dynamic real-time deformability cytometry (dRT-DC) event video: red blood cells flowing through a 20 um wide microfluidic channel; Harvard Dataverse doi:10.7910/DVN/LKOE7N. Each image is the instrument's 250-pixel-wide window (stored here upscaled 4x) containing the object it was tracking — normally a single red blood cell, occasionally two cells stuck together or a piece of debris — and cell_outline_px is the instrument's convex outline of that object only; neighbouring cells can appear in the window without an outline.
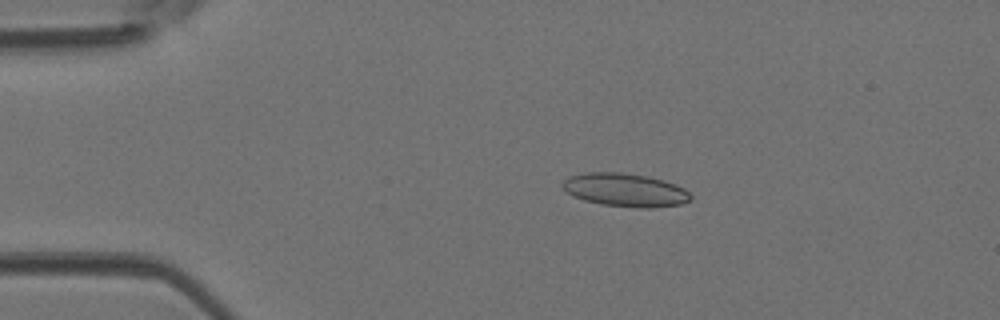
{"species": "Egyptian fruit bat (a non-hibernating species)", "species_latin": "Rousettus aegyptiacus", "temperature_condition": "room temperature", "stored_images_in_passage": 45, "camera_frame_rate_fps": 3000, "um_per_image_px": 0.085, "animal": {"sex": "female"}, "frame": {"image": 1, "passage_image": 8, "time_ms": 2.333, "image_size_px": [1000, 320], "cell_outline_px": [[692, 200], [680, 204], [652, 208], [640, 208], [604, 204], [584, 200], [572, 196], [560, 184], [568, 176], [584, 172], [620, 172], [648, 176], [664, 180], [684, 188], [692, 196]], "centroid_in_image_um": [53.14, 16.14], "position_along_channel_um": 31.9, "area_um2": 24.91}}
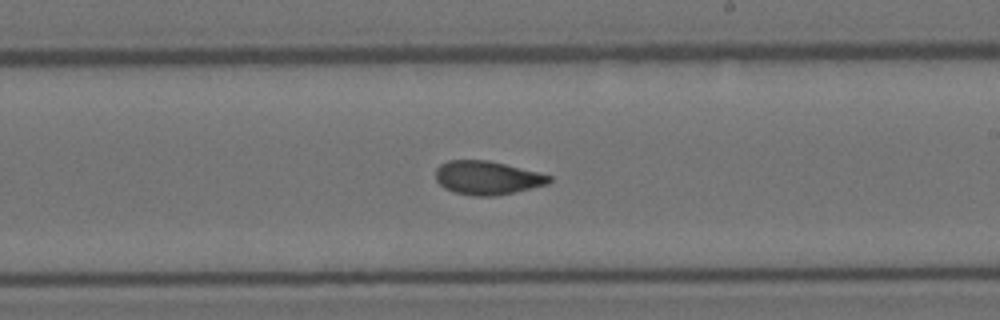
{"frame": {"image": 2, "passage_image": 26, "time_ms": 8.333, "image_size_px": [1000, 320], "cell_outline_px": [[552, 180], [548, 184], [496, 196], [472, 196], [456, 192], [444, 188], [436, 180], [436, 168], [440, 164], [448, 160], [488, 160], [540, 172], [552, 176]], "centroid_in_image_um": [41.42, 15.11], "position_along_channel_um": 247.6, "area_um2": 22.31}}
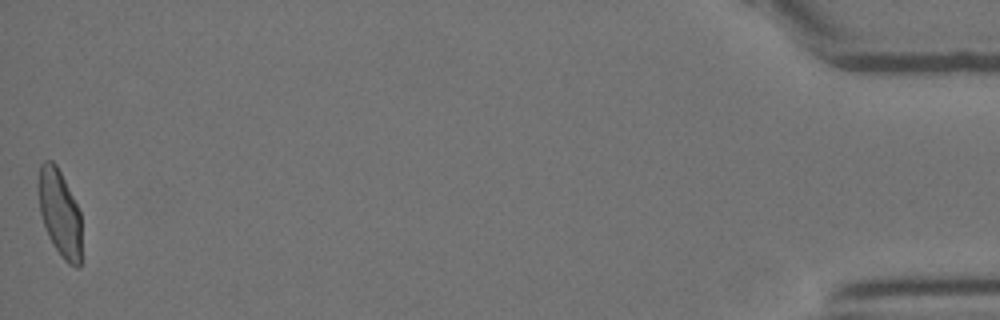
{"frame": {"image": 3, "passage_image": 45, "time_ms": 14.667, "image_size_px": [1000, 320], "cell_outline_px": [[80, 268], [76, 268], [68, 264], [64, 260], [52, 244], [48, 236], [40, 212], [36, 188], [36, 184], [40, 164], [44, 160], [52, 160], [56, 164], [80, 212]], "centroid_in_image_um": [5.03, 18.09], "position_along_channel_um": 430.2, "area_um2": 21.96}}